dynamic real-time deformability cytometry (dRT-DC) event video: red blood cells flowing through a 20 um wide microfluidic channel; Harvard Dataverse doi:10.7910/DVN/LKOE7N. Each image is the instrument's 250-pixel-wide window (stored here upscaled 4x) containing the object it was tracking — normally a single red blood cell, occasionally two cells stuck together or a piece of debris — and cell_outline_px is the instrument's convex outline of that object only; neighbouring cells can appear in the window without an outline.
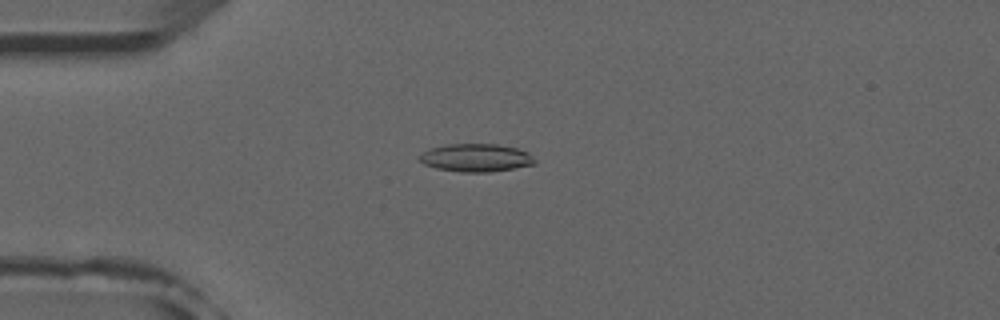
{"species": "common noctule bat (a hibernating species)", "species_latin": "Nyctalus noctula", "temperature_condition": "room temperature", "stored_images_in_passage": 52, "camera_frame_rate_fps": 3000, "um_per_image_px": 0.085, "animal": {"sex": "male", "forearm_length_mm": 52.5}, "frame": {"image": 1, "passage_image": 13, "time_ms": 4.0, "image_size_px": [1000, 320], "cell_outline_px": [[536, 164], [516, 168], [488, 172], [460, 172], [436, 168], [424, 164], [420, 160], [420, 156], [424, 152], [432, 148], [448, 144], [500, 144], [516, 148], [528, 152], [536, 160]], "centroid_in_image_um": [40.51, 13.41], "position_along_channel_um": 44.5, "area_um2": 18.73}}
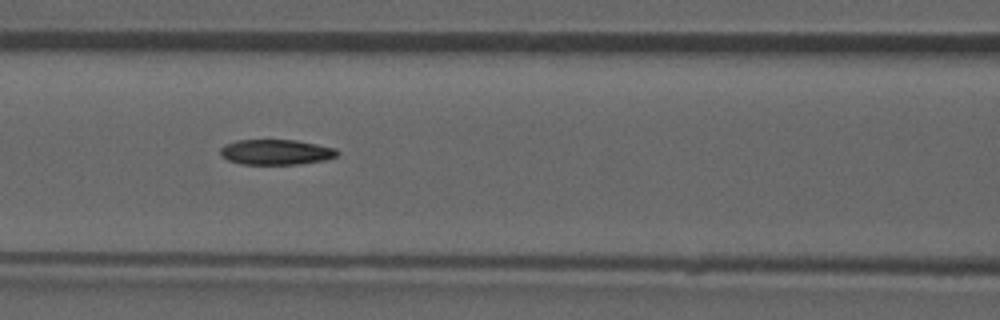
{"frame": {"image": 2, "passage_image": 22, "time_ms": 7.0, "image_size_px": [1000, 320], "cell_outline_px": [[340, 152], [336, 156], [324, 160], [300, 164], [240, 164], [228, 160], [220, 156], [220, 148], [224, 144], [236, 140], [296, 140], [336, 148]], "centroid_in_image_um": [23.43, 12.92], "position_along_channel_um": 143.2, "area_um2": 17.34}}
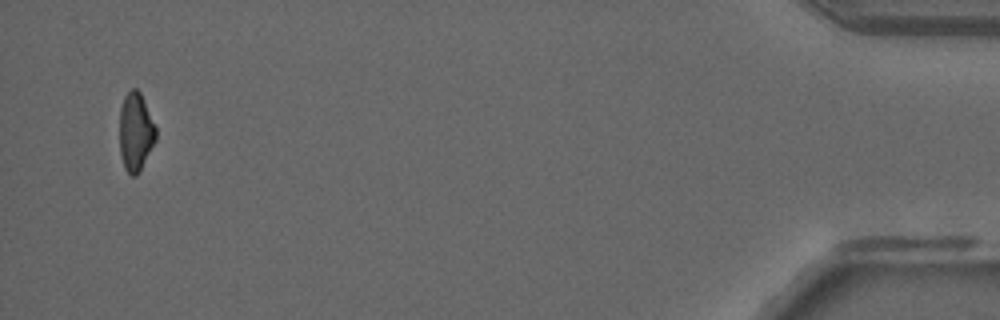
{"frame": {"image": 3, "passage_image": 50, "time_ms": 16.333, "image_size_px": [1000, 320], "cell_outline_px": [[156, 140], [140, 172], [136, 176], [132, 176], [124, 168], [120, 156], [120, 108], [124, 96], [132, 88], [136, 88], [140, 92], [156, 128]], "centroid_in_image_um": [11.52, 11.24], "position_along_channel_um": 423.7, "area_um2": 16.65}, "authors_computed_cell_mechanics": {"area_um2": 18.207, "velocity_mm_per_s": 3.9375, "shape_relaxation_time_tau1_ms": null, "shape_relaxation_time_tau2_ms": 4.608, "deformation_change_tau1": null, "deformation_change_tau2": 0.1199}}